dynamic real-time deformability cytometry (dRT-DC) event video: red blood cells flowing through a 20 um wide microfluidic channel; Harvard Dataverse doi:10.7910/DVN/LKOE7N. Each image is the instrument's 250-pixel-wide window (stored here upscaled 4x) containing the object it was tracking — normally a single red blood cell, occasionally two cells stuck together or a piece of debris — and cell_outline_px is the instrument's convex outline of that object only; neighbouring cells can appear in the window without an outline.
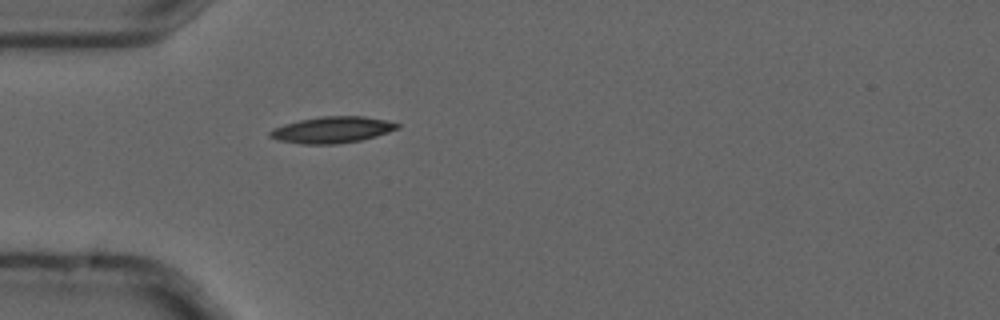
{"species": "common noctule bat (a hibernating species)", "species_latin": "Nyctalus noctula", "temperature_condition": "cold", "stored_images_in_passage": 4, "camera_frame_rate_fps": 3000, "um_per_image_px": 0.085, "animal": {"sex": "male", "forearm_length_mm": 52.5}, "frame": {"image": 1, "passage_image": 4, "time_ms": 1.0, "image_size_px": [1000, 320], "cell_outline_px": [[400, 128], [376, 136], [360, 140], [336, 144], [300, 144], [276, 140], [268, 136], [268, 132], [272, 128], [284, 124], [300, 120], [324, 116], [364, 116], [384, 120], [400, 124]], "centroid_in_image_um": [28.19, 11.04], "position_along_channel_um": 56.8, "area_um2": 19.59}}